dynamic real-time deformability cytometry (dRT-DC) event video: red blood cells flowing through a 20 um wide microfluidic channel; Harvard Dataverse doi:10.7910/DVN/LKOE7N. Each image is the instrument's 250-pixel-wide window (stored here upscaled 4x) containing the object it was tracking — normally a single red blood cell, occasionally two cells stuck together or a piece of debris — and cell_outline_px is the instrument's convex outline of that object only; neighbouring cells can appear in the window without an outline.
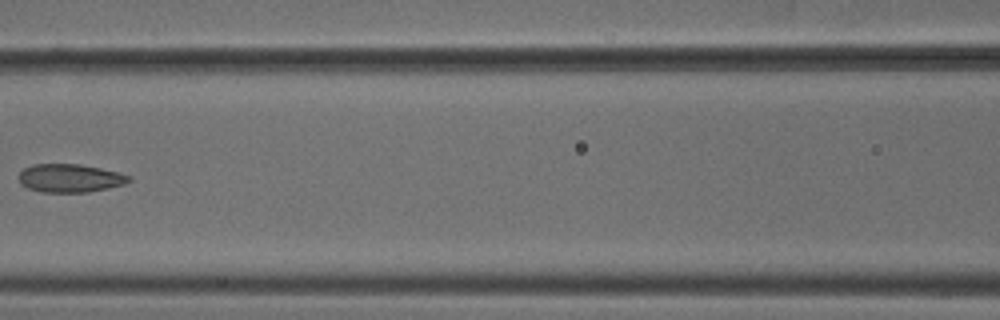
{"species": "common noctule bat (a hibernating species)", "species_latin": "Nyctalus noctula", "temperature_condition": "cold", "stored_images_in_passage": 7, "camera_frame_rate_fps": 3000, "um_per_image_px": 0.085, "animal": {"sex": "male", "body_mass_g": 18.8}, "frame": {"image": 1, "passage_image": 7, "time_ms": 2.0, "image_size_px": [1000, 320], "cell_outline_px": [[132, 180], [124, 184], [108, 188], [88, 192], [40, 192], [28, 188], [20, 184], [20, 172], [24, 168], [32, 164], [80, 164], [100, 168], [132, 176]], "centroid_in_image_um": [5.95, 15.14], "position_along_channel_um": 160.6, "area_um2": 18.15}}